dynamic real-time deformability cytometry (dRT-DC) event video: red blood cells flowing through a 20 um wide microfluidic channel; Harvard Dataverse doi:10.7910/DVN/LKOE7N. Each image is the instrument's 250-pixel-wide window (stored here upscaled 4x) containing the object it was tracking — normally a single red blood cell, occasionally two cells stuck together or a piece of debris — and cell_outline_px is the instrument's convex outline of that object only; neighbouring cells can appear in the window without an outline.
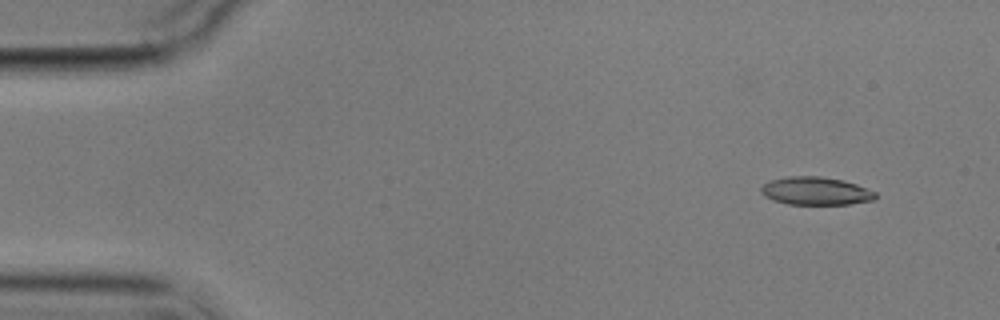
{"species": "common noctule bat (a hibernating species)", "species_latin": "Nyctalus noctula", "temperature_condition": "cold", "stored_images_in_passage": 6, "camera_frame_rate_fps": 3000, "um_per_image_px": 0.085, "animal": {"sex": "male", "body_mass_g": 17.9}, "frame": {"image": 1, "passage_image": 2, "time_ms": 1.0, "image_size_px": [1000, 320], "cell_outline_px": [[876, 200], [848, 204], [788, 204], [772, 200], [764, 196], [760, 192], [760, 188], [768, 180], [788, 176], [820, 176], [844, 180], [856, 184], [876, 192]], "centroid_in_image_um": [69.32, 16.23], "position_along_channel_um": 15.7, "area_um2": 18.84}}
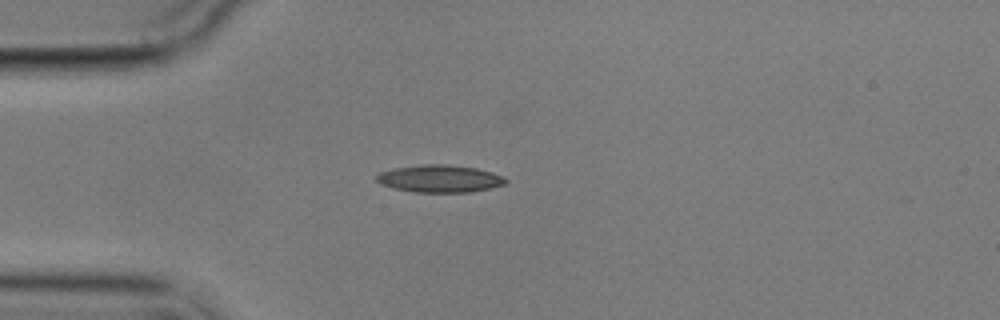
{"frame": {"image": 2, "passage_image": 4, "time_ms": 4.333, "image_size_px": [1000, 320], "cell_outline_px": [[508, 180], [504, 184], [472, 192], [412, 192], [392, 188], [380, 184], [376, 180], [376, 176], [380, 172], [392, 168], [424, 164], [444, 164], [476, 168], [492, 172]], "centroid_in_image_um": [37.32, 15.19], "position_along_channel_um": 47.7, "area_um2": 20.58}}
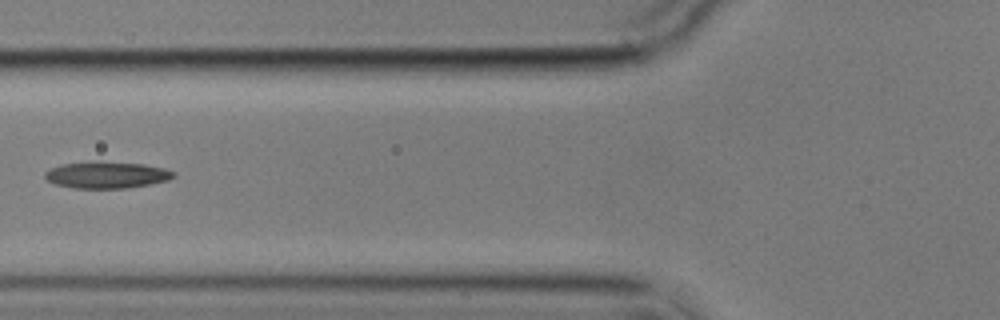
{"frame": {"image": 3, "passage_image": 6, "time_ms": 6.667, "image_size_px": [1000, 320], "cell_outline_px": [[176, 176], [168, 180], [128, 188], [72, 188], [56, 184], [48, 180], [44, 176], [44, 172], [60, 164], [144, 164], [164, 168], [176, 172]], "centroid_in_image_um": [9.11, 14.91], "position_along_channel_um": 116.7, "area_um2": 19.02}}